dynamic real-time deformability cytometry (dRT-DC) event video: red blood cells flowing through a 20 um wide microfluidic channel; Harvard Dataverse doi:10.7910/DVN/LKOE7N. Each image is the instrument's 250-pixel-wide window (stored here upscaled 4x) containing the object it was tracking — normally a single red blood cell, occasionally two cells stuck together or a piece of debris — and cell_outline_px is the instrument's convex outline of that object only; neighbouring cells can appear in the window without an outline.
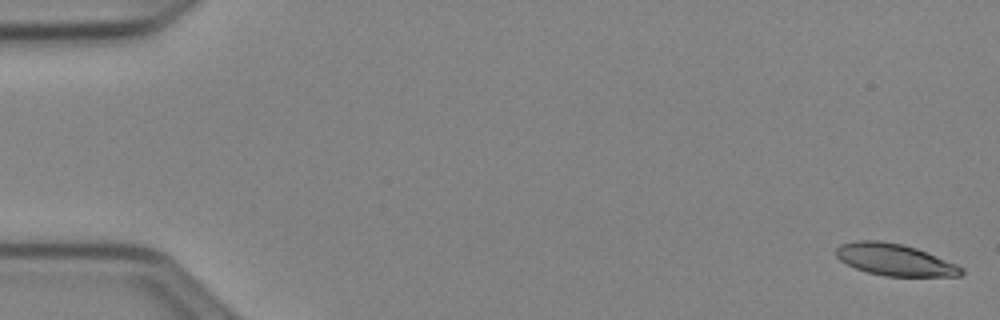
{"species": "Egyptian fruit bat (a non-hibernating species)", "species_latin": "Rousettus aegyptiacus", "temperature_condition": "cold", "stored_images_in_passage": 52, "camera_frame_rate_fps": 3000, "um_per_image_px": 0.085, "animal": {"sex": "female"}, "frame": {"image": 1, "passage_image": 1, "time_ms": 0.0, "image_size_px": [1000, 320], "cell_outline_px": [[964, 272], [960, 276], [888, 276], [868, 272], [856, 268], [840, 260], [836, 256], [836, 248], [840, 244], [856, 240], [876, 240], [900, 244], [916, 248], [956, 264], [964, 268]], "centroid_in_image_um": [76.05, 22.07], "position_along_channel_um": 9.0, "area_um2": 22.95}}
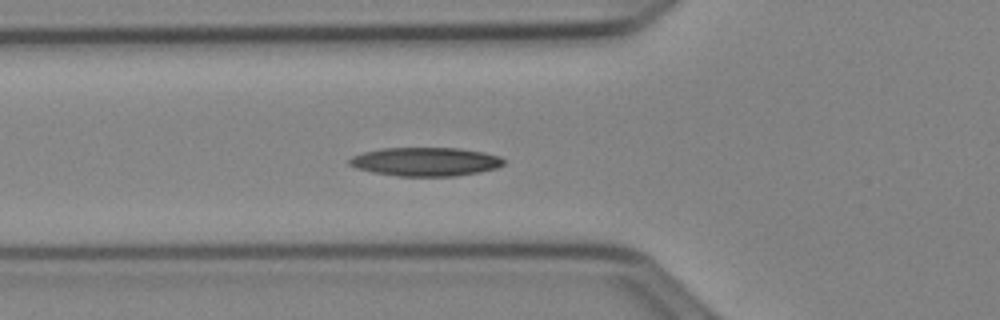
{"frame": {"image": 2, "passage_image": 19, "time_ms": 6.0, "image_size_px": [1000, 320], "cell_outline_px": [[504, 164], [496, 168], [480, 172], [456, 176], [400, 176], [372, 172], [356, 168], [348, 164], [348, 160], [352, 156], [364, 152], [380, 148], [460, 148], [484, 152], [500, 156], [504, 160]], "centroid_in_image_um": [36.17, 13.74], "position_along_channel_um": 89.6, "area_um2": 25.89}}
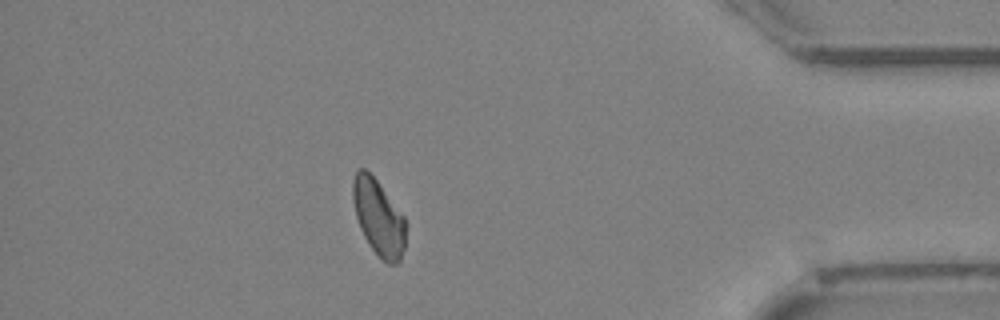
{"frame": {"image": 3, "passage_image": 46, "time_ms": 15.0, "image_size_px": [1000, 320], "cell_outline_px": [[408, 224], [404, 248], [400, 260], [396, 264], [388, 264], [380, 260], [364, 236], [360, 228], [356, 216], [352, 196], [352, 180], [356, 168], [364, 168], [376, 180], [404, 216]], "centroid_in_image_um": [32.19, 18.51], "position_along_channel_um": 403.0, "area_um2": 23.64}, "authors_computed_cell_mechanics": {"area_um2": 23.9003, "velocity_mm_per_s": 3.9078, "shape_relaxation_time_tau1_ms": 9.7694, "shape_relaxation_time_tau2_ms": null, "deformation_change_tau1": 0.1786, "deformation_change_tau2": null}}